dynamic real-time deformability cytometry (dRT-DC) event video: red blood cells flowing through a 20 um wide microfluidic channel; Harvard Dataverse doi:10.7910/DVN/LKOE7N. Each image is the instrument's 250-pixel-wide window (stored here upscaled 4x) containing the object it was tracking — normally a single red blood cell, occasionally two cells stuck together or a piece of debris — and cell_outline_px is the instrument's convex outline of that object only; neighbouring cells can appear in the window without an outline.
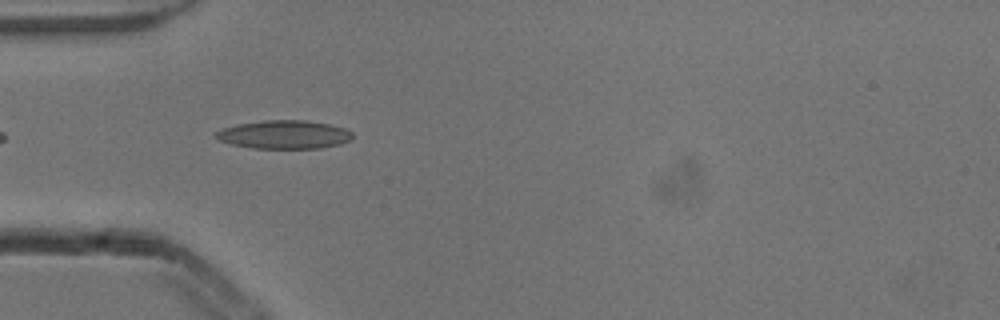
{"species": "common noctule bat (a hibernating species)", "species_latin": "Nyctalus noctula", "temperature_condition": "cold", "stored_images_in_passage": 4, "camera_frame_rate_fps": 3000, "um_per_image_px": 0.085, "animal": {"sex": "male", "body_mass_g": 13.3}, "frame": {"image": 1, "passage_image": 2, "time_ms": 0.333, "image_size_px": [1000, 320], "cell_outline_px": [[352, 140], [340, 144], [320, 148], [252, 148], [232, 144], [220, 140], [216, 136], [216, 132], [224, 128], [236, 124], [264, 120], [304, 120], [328, 124], [344, 128], [352, 132]], "centroid_in_image_um": [24.18, 11.43], "position_along_channel_um": 60.8, "area_um2": 22.48}}
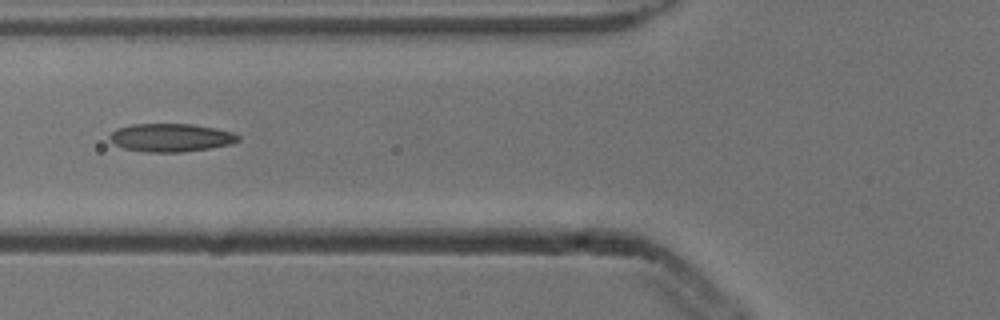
{"frame": {"image": 2, "passage_image": 3, "time_ms": 0.667, "image_size_px": [1000, 320], "cell_outline_px": [[240, 140], [232, 144], [184, 152], [148, 152], [124, 148], [116, 144], [108, 136], [116, 128], [132, 124], [192, 124], [216, 128], [232, 132], [240, 136]], "centroid_in_image_um": [14.55, 11.69], "position_along_channel_um": 111.3, "area_um2": 21.04}}
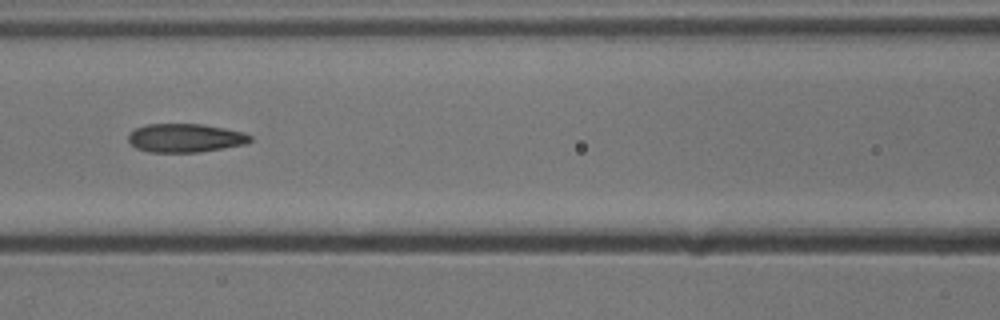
{"frame": {"image": 3, "passage_image": 4, "time_ms": 1.0, "image_size_px": [1000, 320], "cell_outline_px": [[252, 140], [248, 144], [200, 152], [148, 152], [136, 148], [128, 140], [128, 136], [136, 128], [148, 124], [200, 124], [224, 128], [244, 132], [252, 136]], "centroid_in_image_um": [15.79, 11.73], "position_along_channel_um": 150.8, "area_um2": 20.35}}